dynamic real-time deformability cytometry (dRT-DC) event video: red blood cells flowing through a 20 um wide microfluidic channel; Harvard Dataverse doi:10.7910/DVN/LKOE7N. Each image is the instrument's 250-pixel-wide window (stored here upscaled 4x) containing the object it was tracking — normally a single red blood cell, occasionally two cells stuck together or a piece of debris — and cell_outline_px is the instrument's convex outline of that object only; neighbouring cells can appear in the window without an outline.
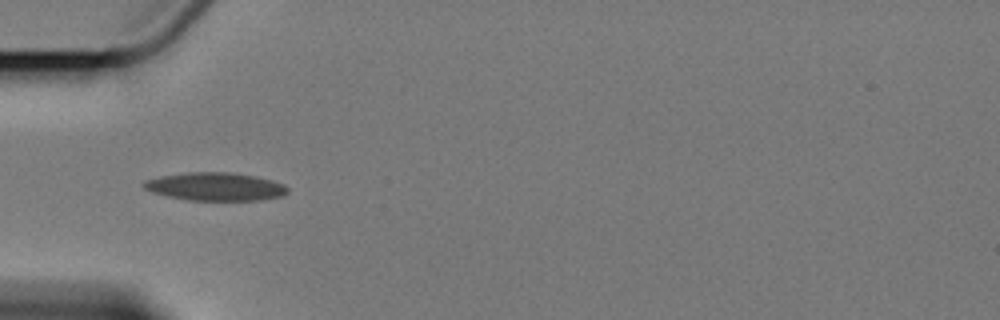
{"species": "Egyptian fruit bat (a non-hibernating species)", "species_latin": "Rousettus aegyptiacus", "temperature_condition": "cold", "stored_images_in_passage": 4, "camera_frame_rate_fps": 3000, "um_per_image_px": 0.085, "animal": {"sex": "female"}, "frame": {"image": 1, "passage_image": 1, "time_ms": 0.0, "image_size_px": [1000, 320], "cell_outline_px": [[288, 192], [284, 196], [260, 200], [188, 200], [168, 196], [152, 192], [144, 188], [140, 184], [144, 180], [160, 176], [188, 172], [228, 172], [256, 176], [272, 180], [284, 184], [288, 188]], "centroid_in_image_um": [18.3, 15.86], "position_along_channel_um": 66.7, "area_um2": 23.7}}
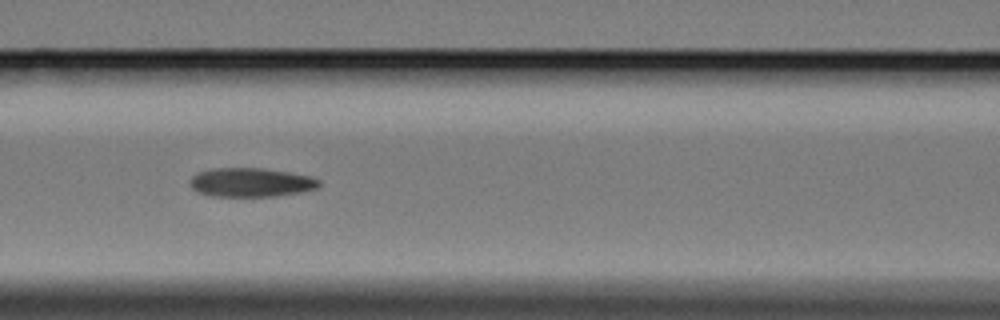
{"frame": {"image": 2, "passage_image": 3, "time_ms": 2.333, "image_size_px": [1000, 320], "cell_outline_px": [[320, 188], [300, 192], [276, 196], [212, 196], [196, 192], [188, 184], [188, 180], [196, 172], [212, 168], [260, 168], [288, 172], [308, 176], [320, 180]], "centroid_in_image_um": [21.27, 15.5], "position_along_channel_um": 145.3, "area_um2": 21.96}}
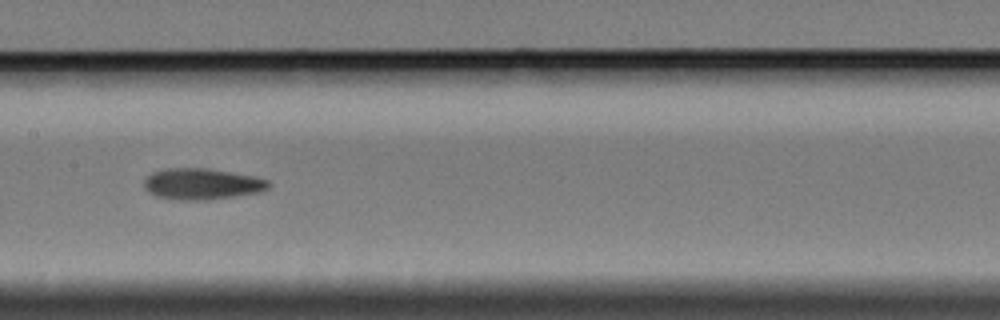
{"frame": {"image": 3, "passage_image": 4, "time_ms": 3.667, "image_size_px": [1000, 320], "cell_outline_px": [[272, 184], [268, 188], [260, 192], [208, 200], [180, 200], [156, 196], [148, 192], [144, 188], [144, 180], [152, 172], [168, 168], [208, 168], [252, 176], [268, 180]], "centroid_in_image_um": [17.15, 15.64], "position_along_channel_um": 190.2, "area_um2": 22.6}}